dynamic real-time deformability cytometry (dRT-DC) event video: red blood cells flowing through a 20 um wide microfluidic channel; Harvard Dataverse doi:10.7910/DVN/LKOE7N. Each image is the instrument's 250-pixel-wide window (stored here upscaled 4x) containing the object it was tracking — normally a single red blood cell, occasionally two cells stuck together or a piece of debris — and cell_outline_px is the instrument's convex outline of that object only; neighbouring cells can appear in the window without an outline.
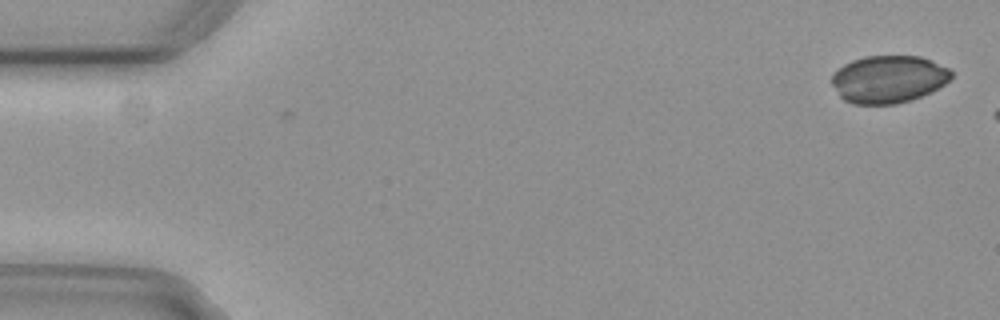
{"species": "common noctule bat (a hibernating species)", "species_latin": "Nyctalus noctula", "temperature_condition": "cold", "stored_images_in_passage": 2, "camera_frame_rate_fps": 3000, "um_per_image_px": 0.085, "animal": {"sex": "female", "body_mass_g": 29.2, "forearm_length_mm": 56.3}, "frame": {"image": 1, "passage_image": 1, "time_ms": 0.0, "image_size_px": [1000, 320], "cell_outline_px": [[952, 76], [944, 84], [920, 96], [896, 104], [852, 104], [844, 100], [840, 96], [832, 84], [832, 72], [844, 64], [852, 60], [864, 56], [920, 56], [932, 60], [948, 68], [952, 72]], "centroid_in_image_um": [75.48, 6.72], "position_along_channel_um": 9.5, "area_um2": 32.95}}